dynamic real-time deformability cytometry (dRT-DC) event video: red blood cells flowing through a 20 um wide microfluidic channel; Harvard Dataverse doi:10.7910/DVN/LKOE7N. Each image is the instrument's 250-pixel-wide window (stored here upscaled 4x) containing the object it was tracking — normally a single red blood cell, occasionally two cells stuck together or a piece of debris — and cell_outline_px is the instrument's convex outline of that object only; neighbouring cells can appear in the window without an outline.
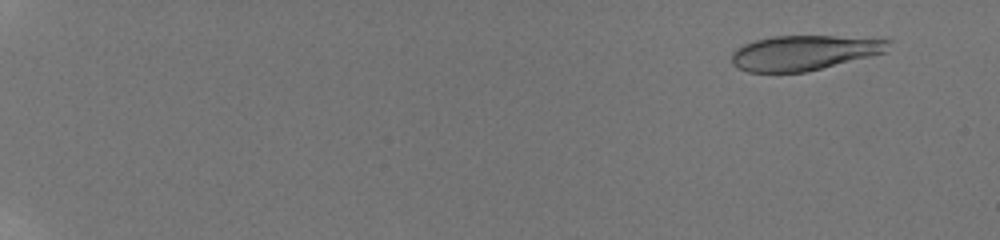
{"species": "human", "species_latin": "Homo sapiens", "temperature_condition": "room temperature", "stored_images_in_passage": 43, "camera_frame_rate_fps": 3000, "um_per_image_px": 0.085, "donor": {"sex": "male"}, "frame": {"image": 1, "passage_image": 3, "time_ms": 1.0, "image_size_px": [1000, 240], "cell_outline_px": [[892, 40], [884, 52], [804, 72], [748, 72], [736, 68], [732, 64], [732, 52], [736, 48], [744, 44], [756, 40], [772, 36], [892, 36]], "centroid_in_image_um": [68.41, 4.45], "position_along_channel_um": 16.6, "area_um2": 32.25}}
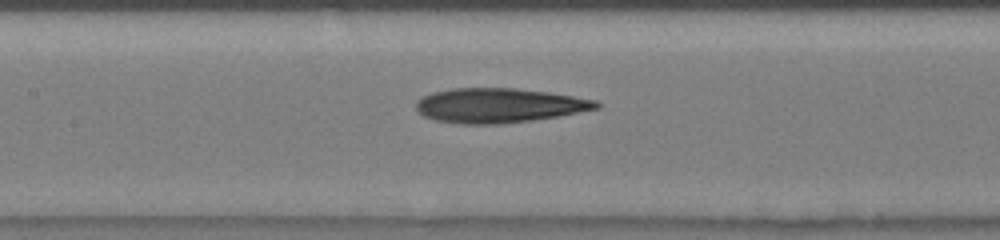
{"frame": {"image": 2, "passage_image": 20, "time_ms": 10.0, "image_size_px": [1000, 240], "cell_outline_px": [[600, 108], [556, 116], [532, 120], [500, 124], [464, 124], [436, 120], [424, 116], [416, 108], [416, 100], [420, 96], [432, 92], [452, 88], [516, 88], [548, 92], [596, 100], [600, 104]], "centroid_in_image_um": [42.37, 8.95], "position_along_channel_um": 165.0, "area_um2": 36.18}}
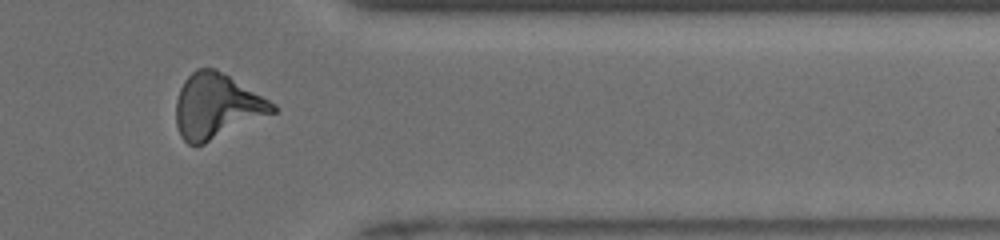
{"frame": {"image": 3, "passage_image": 36, "time_ms": 16.0, "image_size_px": [1000, 240], "cell_outline_px": [[280, 108], [276, 112], [196, 148], [188, 144], [180, 136], [176, 124], [176, 100], [180, 88], [184, 80], [196, 68], [216, 68], [276, 104]], "centroid_in_image_um": [18.41, 9.05], "position_along_channel_um": 393.0, "area_um2": 36.88}, "authors_computed_cell_mechanics": {"area_um2": 34.8534, "velocity_mm_per_s": 3.8774, "shape_relaxation_time_tau1_ms": 7.4083, "shape_relaxation_time_tau2_ms": 3.7034, "deformation_change_tau1": 0.2082, "deformation_change_tau2": 0.1485}}